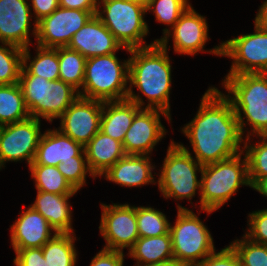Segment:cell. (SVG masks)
Wrapping results in <instances>:
<instances>
[{
  "instance_id": "cell-16",
  "label": "cell",
  "mask_w": 267,
  "mask_h": 266,
  "mask_svg": "<svg viewBox=\"0 0 267 266\" xmlns=\"http://www.w3.org/2000/svg\"><path fill=\"white\" fill-rule=\"evenodd\" d=\"M28 0H0V42L29 47L31 8Z\"/></svg>"
},
{
  "instance_id": "cell-32",
  "label": "cell",
  "mask_w": 267,
  "mask_h": 266,
  "mask_svg": "<svg viewBox=\"0 0 267 266\" xmlns=\"http://www.w3.org/2000/svg\"><path fill=\"white\" fill-rule=\"evenodd\" d=\"M136 217L139 237H156L170 231L165 214L152 207H136Z\"/></svg>"
},
{
  "instance_id": "cell-3",
  "label": "cell",
  "mask_w": 267,
  "mask_h": 266,
  "mask_svg": "<svg viewBox=\"0 0 267 266\" xmlns=\"http://www.w3.org/2000/svg\"><path fill=\"white\" fill-rule=\"evenodd\" d=\"M223 81L222 85L229 93L226 96L237 116L241 134H244L245 126L241 113L252 126L253 132L252 134L248 132L246 141H249V137L254 134L267 135V73L226 76Z\"/></svg>"
},
{
  "instance_id": "cell-41",
  "label": "cell",
  "mask_w": 267,
  "mask_h": 266,
  "mask_svg": "<svg viewBox=\"0 0 267 266\" xmlns=\"http://www.w3.org/2000/svg\"><path fill=\"white\" fill-rule=\"evenodd\" d=\"M124 254L122 251L102 250L92 259L90 266H123Z\"/></svg>"
},
{
  "instance_id": "cell-22",
  "label": "cell",
  "mask_w": 267,
  "mask_h": 266,
  "mask_svg": "<svg viewBox=\"0 0 267 266\" xmlns=\"http://www.w3.org/2000/svg\"><path fill=\"white\" fill-rule=\"evenodd\" d=\"M140 109V106L128 99L103 102L100 131L123 143L126 132Z\"/></svg>"
},
{
  "instance_id": "cell-15",
  "label": "cell",
  "mask_w": 267,
  "mask_h": 266,
  "mask_svg": "<svg viewBox=\"0 0 267 266\" xmlns=\"http://www.w3.org/2000/svg\"><path fill=\"white\" fill-rule=\"evenodd\" d=\"M170 29H163L164 37L157 39L163 47H167L170 35L173 36L174 51L180 54L195 55L203 48L208 39V24L205 17L199 15L190 5L181 14L179 20Z\"/></svg>"
},
{
  "instance_id": "cell-29",
  "label": "cell",
  "mask_w": 267,
  "mask_h": 266,
  "mask_svg": "<svg viewBox=\"0 0 267 266\" xmlns=\"http://www.w3.org/2000/svg\"><path fill=\"white\" fill-rule=\"evenodd\" d=\"M47 79L32 75L23 65L20 72L19 85L21 87L25 105L30 117L43 118V104Z\"/></svg>"
},
{
  "instance_id": "cell-17",
  "label": "cell",
  "mask_w": 267,
  "mask_h": 266,
  "mask_svg": "<svg viewBox=\"0 0 267 266\" xmlns=\"http://www.w3.org/2000/svg\"><path fill=\"white\" fill-rule=\"evenodd\" d=\"M67 47L78 51L86 59L113 54L120 48L126 49L128 52L130 51V49L122 47L97 15L92 16L73 35Z\"/></svg>"
},
{
  "instance_id": "cell-11",
  "label": "cell",
  "mask_w": 267,
  "mask_h": 266,
  "mask_svg": "<svg viewBox=\"0 0 267 266\" xmlns=\"http://www.w3.org/2000/svg\"><path fill=\"white\" fill-rule=\"evenodd\" d=\"M40 119L29 117L23 121L2 125L0 134V169L7 161L25 159L33 162L41 137Z\"/></svg>"
},
{
  "instance_id": "cell-14",
  "label": "cell",
  "mask_w": 267,
  "mask_h": 266,
  "mask_svg": "<svg viewBox=\"0 0 267 266\" xmlns=\"http://www.w3.org/2000/svg\"><path fill=\"white\" fill-rule=\"evenodd\" d=\"M160 114L168 121L171 115L158 109L141 108L134 116L122 143L126 155H149L166 134Z\"/></svg>"
},
{
  "instance_id": "cell-4",
  "label": "cell",
  "mask_w": 267,
  "mask_h": 266,
  "mask_svg": "<svg viewBox=\"0 0 267 266\" xmlns=\"http://www.w3.org/2000/svg\"><path fill=\"white\" fill-rule=\"evenodd\" d=\"M240 152L216 163L203 165L200 183V209L208 214L226 203L240 185L250 186L246 156Z\"/></svg>"
},
{
  "instance_id": "cell-19",
  "label": "cell",
  "mask_w": 267,
  "mask_h": 266,
  "mask_svg": "<svg viewBox=\"0 0 267 266\" xmlns=\"http://www.w3.org/2000/svg\"><path fill=\"white\" fill-rule=\"evenodd\" d=\"M74 156H86L84 147L59 129H49L41 135L30 165L58 166L61 161L74 160Z\"/></svg>"
},
{
  "instance_id": "cell-5",
  "label": "cell",
  "mask_w": 267,
  "mask_h": 266,
  "mask_svg": "<svg viewBox=\"0 0 267 266\" xmlns=\"http://www.w3.org/2000/svg\"><path fill=\"white\" fill-rule=\"evenodd\" d=\"M128 80L129 58L122 63L116 53L91 57L86 60L83 90L79 96L103 102L125 100Z\"/></svg>"
},
{
  "instance_id": "cell-9",
  "label": "cell",
  "mask_w": 267,
  "mask_h": 266,
  "mask_svg": "<svg viewBox=\"0 0 267 266\" xmlns=\"http://www.w3.org/2000/svg\"><path fill=\"white\" fill-rule=\"evenodd\" d=\"M209 53L233 59L227 76L245 73H267V31L255 24L253 34L226 40Z\"/></svg>"
},
{
  "instance_id": "cell-42",
  "label": "cell",
  "mask_w": 267,
  "mask_h": 266,
  "mask_svg": "<svg viewBox=\"0 0 267 266\" xmlns=\"http://www.w3.org/2000/svg\"><path fill=\"white\" fill-rule=\"evenodd\" d=\"M31 5L35 14V25L32 30L33 35H37V22L43 17L50 15L59 7V0H31Z\"/></svg>"
},
{
  "instance_id": "cell-31",
  "label": "cell",
  "mask_w": 267,
  "mask_h": 266,
  "mask_svg": "<svg viewBox=\"0 0 267 266\" xmlns=\"http://www.w3.org/2000/svg\"><path fill=\"white\" fill-rule=\"evenodd\" d=\"M59 80L72 85L80 92L84 83L86 58L68 47L58 48Z\"/></svg>"
},
{
  "instance_id": "cell-47",
  "label": "cell",
  "mask_w": 267,
  "mask_h": 266,
  "mask_svg": "<svg viewBox=\"0 0 267 266\" xmlns=\"http://www.w3.org/2000/svg\"><path fill=\"white\" fill-rule=\"evenodd\" d=\"M130 1L139 2V3L143 4L144 6H146L150 0H130Z\"/></svg>"
},
{
  "instance_id": "cell-12",
  "label": "cell",
  "mask_w": 267,
  "mask_h": 266,
  "mask_svg": "<svg viewBox=\"0 0 267 266\" xmlns=\"http://www.w3.org/2000/svg\"><path fill=\"white\" fill-rule=\"evenodd\" d=\"M100 234L106 240L104 249L129 250L139 238L136 207L129 204H101Z\"/></svg>"
},
{
  "instance_id": "cell-24",
  "label": "cell",
  "mask_w": 267,
  "mask_h": 266,
  "mask_svg": "<svg viewBox=\"0 0 267 266\" xmlns=\"http://www.w3.org/2000/svg\"><path fill=\"white\" fill-rule=\"evenodd\" d=\"M136 265H146L174 259L170 232L156 237H139L128 251Z\"/></svg>"
},
{
  "instance_id": "cell-25",
  "label": "cell",
  "mask_w": 267,
  "mask_h": 266,
  "mask_svg": "<svg viewBox=\"0 0 267 266\" xmlns=\"http://www.w3.org/2000/svg\"><path fill=\"white\" fill-rule=\"evenodd\" d=\"M78 97L79 91L62 80L45 81L43 118H59Z\"/></svg>"
},
{
  "instance_id": "cell-35",
  "label": "cell",
  "mask_w": 267,
  "mask_h": 266,
  "mask_svg": "<svg viewBox=\"0 0 267 266\" xmlns=\"http://www.w3.org/2000/svg\"><path fill=\"white\" fill-rule=\"evenodd\" d=\"M239 257L241 266H267V245L252 242L245 236L230 243Z\"/></svg>"
},
{
  "instance_id": "cell-45",
  "label": "cell",
  "mask_w": 267,
  "mask_h": 266,
  "mask_svg": "<svg viewBox=\"0 0 267 266\" xmlns=\"http://www.w3.org/2000/svg\"><path fill=\"white\" fill-rule=\"evenodd\" d=\"M251 188L267 197V177L260 178Z\"/></svg>"
},
{
  "instance_id": "cell-43",
  "label": "cell",
  "mask_w": 267,
  "mask_h": 266,
  "mask_svg": "<svg viewBox=\"0 0 267 266\" xmlns=\"http://www.w3.org/2000/svg\"><path fill=\"white\" fill-rule=\"evenodd\" d=\"M59 6L82 11H97L98 0H59Z\"/></svg>"
},
{
  "instance_id": "cell-30",
  "label": "cell",
  "mask_w": 267,
  "mask_h": 266,
  "mask_svg": "<svg viewBox=\"0 0 267 266\" xmlns=\"http://www.w3.org/2000/svg\"><path fill=\"white\" fill-rule=\"evenodd\" d=\"M37 55L31 59L29 47L23 49V66L32 74L49 81L59 80L58 48H43L37 46ZM28 65V66H27Z\"/></svg>"
},
{
  "instance_id": "cell-20",
  "label": "cell",
  "mask_w": 267,
  "mask_h": 266,
  "mask_svg": "<svg viewBox=\"0 0 267 266\" xmlns=\"http://www.w3.org/2000/svg\"><path fill=\"white\" fill-rule=\"evenodd\" d=\"M154 166L148 155H125L104 174L105 179L127 187H139L154 182Z\"/></svg>"
},
{
  "instance_id": "cell-46",
  "label": "cell",
  "mask_w": 267,
  "mask_h": 266,
  "mask_svg": "<svg viewBox=\"0 0 267 266\" xmlns=\"http://www.w3.org/2000/svg\"><path fill=\"white\" fill-rule=\"evenodd\" d=\"M136 266H182V265L178 263L175 259H170L164 262L146 264V265H136Z\"/></svg>"
},
{
  "instance_id": "cell-40",
  "label": "cell",
  "mask_w": 267,
  "mask_h": 266,
  "mask_svg": "<svg viewBox=\"0 0 267 266\" xmlns=\"http://www.w3.org/2000/svg\"><path fill=\"white\" fill-rule=\"evenodd\" d=\"M14 251L16 257L13 262L16 266H48L42 253V247L14 249Z\"/></svg>"
},
{
  "instance_id": "cell-26",
  "label": "cell",
  "mask_w": 267,
  "mask_h": 266,
  "mask_svg": "<svg viewBox=\"0 0 267 266\" xmlns=\"http://www.w3.org/2000/svg\"><path fill=\"white\" fill-rule=\"evenodd\" d=\"M29 117L19 83L0 84V125L23 121Z\"/></svg>"
},
{
  "instance_id": "cell-18",
  "label": "cell",
  "mask_w": 267,
  "mask_h": 266,
  "mask_svg": "<svg viewBox=\"0 0 267 266\" xmlns=\"http://www.w3.org/2000/svg\"><path fill=\"white\" fill-rule=\"evenodd\" d=\"M20 215L10 227L13 249L40 248L57 234L49 222L31 206ZM51 230L55 232L53 236Z\"/></svg>"
},
{
  "instance_id": "cell-23",
  "label": "cell",
  "mask_w": 267,
  "mask_h": 266,
  "mask_svg": "<svg viewBox=\"0 0 267 266\" xmlns=\"http://www.w3.org/2000/svg\"><path fill=\"white\" fill-rule=\"evenodd\" d=\"M72 196L38 191L31 207L40 213L57 233H74L71 227L72 215L68 203Z\"/></svg>"
},
{
  "instance_id": "cell-1",
  "label": "cell",
  "mask_w": 267,
  "mask_h": 266,
  "mask_svg": "<svg viewBox=\"0 0 267 266\" xmlns=\"http://www.w3.org/2000/svg\"><path fill=\"white\" fill-rule=\"evenodd\" d=\"M182 131L189 138L196 160L202 166L244 151L240 149L244 139L233 106L228 97L215 87H209L204 93L196 116Z\"/></svg>"
},
{
  "instance_id": "cell-8",
  "label": "cell",
  "mask_w": 267,
  "mask_h": 266,
  "mask_svg": "<svg viewBox=\"0 0 267 266\" xmlns=\"http://www.w3.org/2000/svg\"><path fill=\"white\" fill-rule=\"evenodd\" d=\"M203 166L192 157L183 144L171 141L167 149L161 174L158 175V187L162 195L177 200L192 199L196 190H200L201 181L197 172H202Z\"/></svg>"
},
{
  "instance_id": "cell-7",
  "label": "cell",
  "mask_w": 267,
  "mask_h": 266,
  "mask_svg": "<svg viewBox=\"0 0 267 266\" xmlns=\"http://www.w3.org/2000/svg\"><path fill=\"white\" fill-rule=\"evenodd\" d=\"M177 209L176 222L170 224L169 231L174 259L182 266H195L215 251L213 238L194 212L179 204Z\"/></svg>"
},
{
  "instance_id": "cell-28",
  "label": "cell",
  "mask_w": 267,
  "mask_h": 266,
  "mask_svg": "<svg viewBox=\"0 0 267 266\" xmlns=\"http://www.w3.org/2000/svg\"><path fill=\"white\" fill-rule=\"evenodd\" d=\"M31 176L35 180L37 191L59 195H74L77 191L58 170L57 166L30 165Z\"/></svg>"
},
{
  "instance_id": "cell-2",
  "label": "cell",
  "mask_w": 267,
  "mask_h": 266,
  "mask_svg": "<svg viewBox=\"0 0 267 266\" xmlns=\"http://www.w3.org/2000/svg\"><path fill=\"white\" fill-rule=\"evenodd\" d=\"M167 47L159 42L150 46L131 49L129 53V91L127 99L143 108V100L132 87L148 99L145 108L158 109L170 115L171 65ZM133 85V86H132Z\"/></svg>"
},
{
  "instance_id": "cell-6",
  "label": "cell",
  "mask_w": 267,
  "mask_h": 266,
  "mask_svg": "<svg viewBox=\"0 0 267 266\" xmlns=\"http://www.w3.org/2000/svg\"><path fill=\"white\" fill-rule=\"evenodd\" d=\"M101 1H98L96 15L122 47L131 50L147 47L157 42L155 40L153 43L146 45V42L142 40L143 37L148 35L149 31L144 20V14L147 12L146 6L130 0ZM101 4H103L102 12L99 10Z\"/></svg>"
},
{
  "instance_id": "cell-34",
  "label": "cell",
  "mask_w": 267,
  "mask_h": 266,
  "mask_svg": "<svg viewBox=\"0 0 267 266\" xmlns=\"http://www.w3.org/2000/svg\"><path fill=\"white\" fill-rule=\"evenodd\" d=\"M259 137L262 139L255 145H248V142H244L251 187L260 178L267 177V135H259Z\"/></svg>"
},
{
  "instance_id": "cell-38",
  "label": "cell",
  "mask_w": 267,
  "mask_h": 266,
  "mask_svg": "<svg viewBox=\"0 0 267 266\" xmlns=\"http://www.w3.org/2000/svg\"><path fill=\"white\" fill-rule=\"evenodd\" d=\"M249 216V229L244 235L252 242L267 245V209L254 211Z\"/></svg>"
},
{
  "instance_id": "cell-37",
  "label": "cell",
  "mask_w": 267,
  "mask_h": 266,
  "mask_svg": "<svg viewBox=\"0 0 267 266\" xmlns=\"http://www.w3.org/2000/svg\"><path fill=\"white\" fill-rule=\"evenodd\" d=\"M57 168L76 191L85 185L86 173L89 172L90 176L95 178L89 169L86 156H74V160L61 161Z\"/></svg>"
},
{
  "instance_id": "cell-36",
  "label": "cell",
  "mask_w": 267,
  "mask_h": 266,
  "mask_svg": "<svg viewBox=\"0 0 267 266\" xmlns=\"http://www.w3.org/2000/svg\"><path fill=\"white\" fill-rule=\"evenodd\" d=\"M190 5L188 0H150L146 11L153 10L158 22L171 25L172 28Z\"/></svg>"
},
{
  "instance_id": "cell-39",
  "label": "cell",
  "mask_w": 267,
  "mask_h": 266,
  "mask_svg": "<svg viewBox=\"0 0 267 266\" xmlns=\"http://www.w3.org/2000/svg\"><path fill=\"white\" fill-rule=\"evenodd\" d=\"M195 266H241L238 255L229 245L219 252H213Z\"/></svg>"
},
{
  "instance_id": "cell-21",
  "label": "cell",
  "mask_w": 267,
  "mask_h": 266,
  "mask_svg": "<svg viewBox=\"0 0 267 266\" xmlns=\"http://www.w3.org/2000/svg\"><path fill=\"white\" fill-rule=\"evenodd\" d=\"M84 151L89 169L95 177L102 176L126 155L121 142L101 131L84 146Z\"/></svg>"
},
{
  "instance_id": "cell-10",
  "label": "cell",
  "mask_w": 267,
  "mask_h": 266,
  "mask_svg": "<svg viewBox=\"0 0 267 266\" xmlns=\"http://www.w3.org/2000/svg\"><path fill=\"white\" fill-rule=\"evenodd\" d=\"M97 11H82L58 7L37 22V46L43 48L67 47L73 35Z\"/></svg>"
},
{
  "instance_id": "cell-44",
  "label": "cell",
  "mask_w": 267,
  "mask_h": 266,
  "mask_svg": "<svg viewBox=\"0 0 267 266\" xmlns=\"http://www.w3.org/2000/svg\"><path fill=\"white\" fill-rule=\"evenodd\" d=\"M260 29L267 31V0L263 2L254 22Z\"/></svg>"
},
{
  "instance_id": "cell-33",
  "label": "cell",
  "mask_w": 267,
  "mask_h": 266,
  "mask_svg": "<svg viewBox=\"0 0 267 266\" xmlns=\"http://www.w3.org/2000/svg\"><path fill=\"white\" fill-rule=\"evenodd\" d=\"M22 65V48L11 44L0 45V84L18 83Z\"/></svg>"
},
{
  "instance_id": "cell-13",
  "label": "cell",
  "mask_w": 267,
  "mask_h": 266,
  "mask_svg": "<svg viewBox=\"0 0 267 266\" xmlns=\"http://www.w3.org/2000/svg\"><path fill=\"white\" fill-rule=\"evenodd\" d=\"M103 101L78 97L59 117V130L83 147L100 131Z\"/></svg>"
},
{
  "instance_id": "cell-27",
  "label": "cell",
  "mask_w": 267,
  "mask_h": 266,
  "mask_svg": "<svg viewBox=\"0 0 267 266\" xmlns=\"http://www.w3.org/2000/svg\"><path fill=\"white\" fill-rule=\"evenodd\" d=\"M73 233H57L42 246V253L48 266H75L77 253Z\"/></svg>"
}]
</instances>
